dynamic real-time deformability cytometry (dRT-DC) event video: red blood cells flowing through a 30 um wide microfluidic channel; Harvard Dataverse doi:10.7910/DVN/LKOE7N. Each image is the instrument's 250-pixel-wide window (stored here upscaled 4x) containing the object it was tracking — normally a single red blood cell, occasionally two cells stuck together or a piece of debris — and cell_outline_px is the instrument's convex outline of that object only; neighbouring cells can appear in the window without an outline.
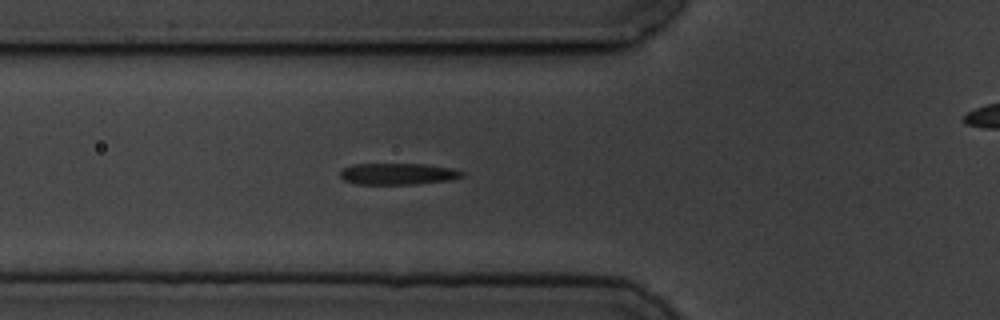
{"species": "common noctule bat (a hibernating species)", "species_latin": "Nyctalus noctula", "temperature_condition": "cold", "stored_images_in_passage": 6, "segment_of_instrument_passage": [1, 2], "camera_frame_rate_fps": 3000, "um_per_image_px": 0.085, "animal": {"sex": "male", "body_mass_g": 19.5, "forearm_length_mm": 54.6}, "frame": {"image": 1, "passage_image": 5, "time_ms": 4.667, "image_size_px": [1000, 320], "cell_outline_px": [[464, 176], [448, 180], [416, 184], [356, 184], [344, 180], [340, 176], [340, 172], [344, 168], [352, 164], [424, 164], [452, 168], [464, 172]], "centroid_in_image_um": [33.81, 14.78], "position_along_channel_um": 92.0, "area_um2": 15.2}}